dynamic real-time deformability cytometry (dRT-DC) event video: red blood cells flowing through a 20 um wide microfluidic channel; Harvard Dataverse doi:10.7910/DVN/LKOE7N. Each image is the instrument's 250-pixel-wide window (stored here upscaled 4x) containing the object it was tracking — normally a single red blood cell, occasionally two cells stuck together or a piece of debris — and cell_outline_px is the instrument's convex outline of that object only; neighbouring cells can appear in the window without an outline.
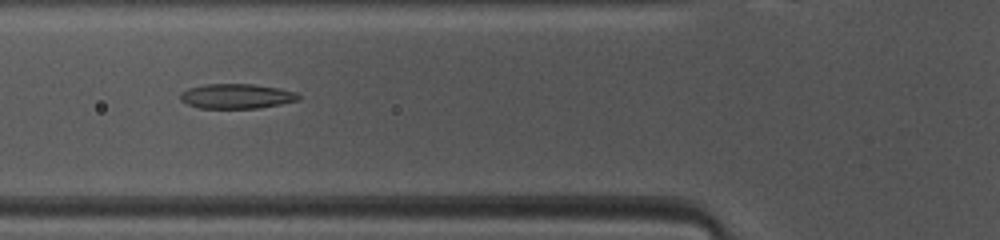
{"species": "common noctule bat (a hibernating species)", "species_latin": "Nyctalus noctula", "temperature_condition": "warm", "stored_images_in_passage": 45, "camera_frame_rate_fps": 3000, "um_per_image_px": 0.085, "animal": {"sex": "female", "body_mass_g": 10.0, "forearm_length_mm": 53.1}, "frame": {"image": 1, "passage_image": 14, "time_ms": 4.333, "image_size_px": [1000, 240], "cell_outline_px": [[300, 100], [260, 108], [200, 108], [188, 104], [180, 100], [180, 92], [188, 88], [204, 84], [252, 84], [280, 88], [296, 92], [300, 96]], "centroid_in_image_um": [20.11, 8.17], "position_along_channel_um": 105.7, "area_um2": 17.17}}
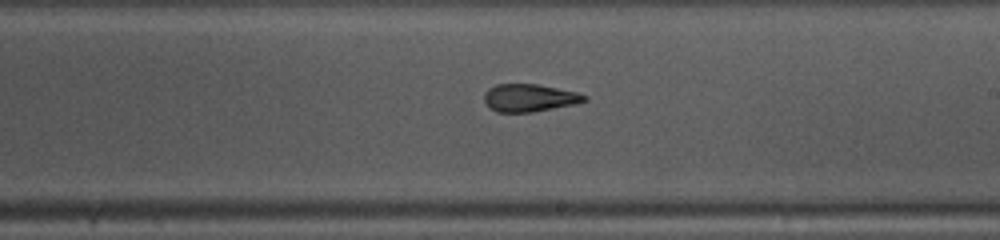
{"frame": {"image": 2, "passage_image": 24, "time_ms": 7.667, "image_size_px": [1000, 240], "cell_outline_px": [[588, 100], [576, 104], [532, 112], [496, 112], [488, 108], [484, 104], [484, 92], [488, 88], [496, 84], [536, 84], [576, 92], [588, 96]], "centroid_in_image_um": [44.96, 8.32], "position_along_channel_um": 244.0, "area_um2": 16.3}}
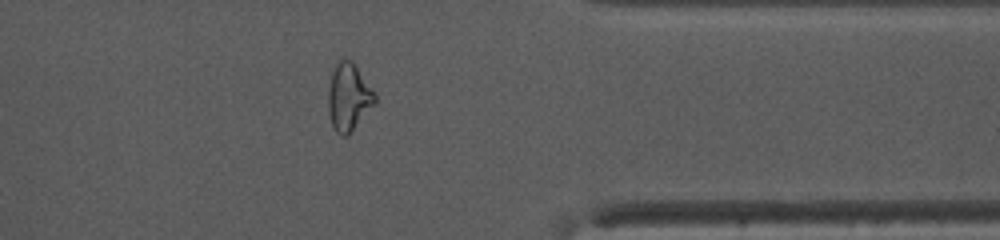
{"frame": {"image": 3, "passage_image": 35, "time_ms": 11.333, "image_size_px": [1000, 240], "cell_outline_px": [[376, 104], [348, 136], [340, 136], [332, 128], [328, 112], [328, 88], [332, 72], [336, 64], [344, 56], [348, 56], [352, 60], [376, 96]], "centroid_in_image_um": [29.62, 8.27], "position_along_channel_um": 381.8, "area_um2": 18.67}, "authors_computed_cell_mechanics": {"area_um2": 17.9758, "velocity_mm_per_s": 4.1337, "shape_relaxation_time_tau1_ms": 7.4637, "shape_relaxation_time_tau2_ms": 2.0269, "deformation_change_tau1": 0.2167, "deformation_change_tau2": 0.1038}}